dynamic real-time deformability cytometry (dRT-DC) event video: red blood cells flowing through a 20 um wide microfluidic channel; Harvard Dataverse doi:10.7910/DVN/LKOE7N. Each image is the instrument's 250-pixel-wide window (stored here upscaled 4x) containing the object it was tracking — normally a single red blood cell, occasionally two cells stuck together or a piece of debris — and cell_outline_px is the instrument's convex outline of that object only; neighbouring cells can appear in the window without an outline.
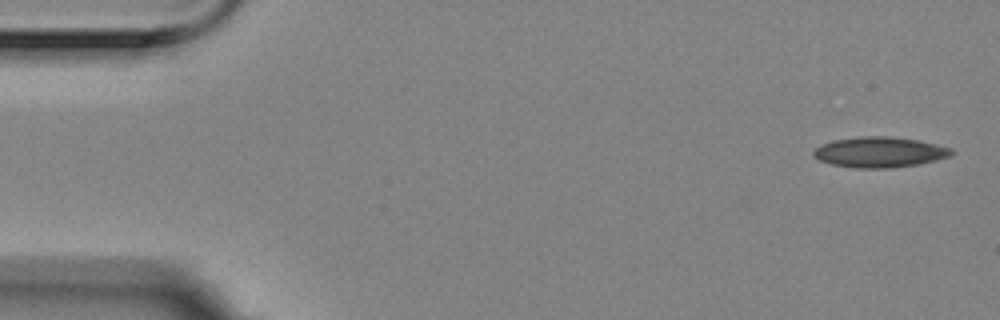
{"species": "Egyptian fruit bat (a non-hibernating species)", "species_latin": "Rousettus aegyptiacus", "temperature_condition": "room temperature", "stored_images_in_passage": 4, "camera_frame_rate_fps": 3000, "um_per_image_px": 0.085, "animal": {"sex": "female"}, "frame": {"image": 1, "passage_image": 1, "time_ms": 0.0, "image_size_px": [1000, 320], "cell_outline_px": [[956, 152], [948, 156], [936, 160], [916, 164], [888, 168], [856, 168], [832, 164], [820, 160], [812, 156], [812, 152], [820, 144], [832, 140], [860, 136], [888, 136], [920, 140], [952, 148]], "centroid_in_image_um": [74.75, 12.92], "position_along_channel_um": 10.3, "area_um2": 24.57}}
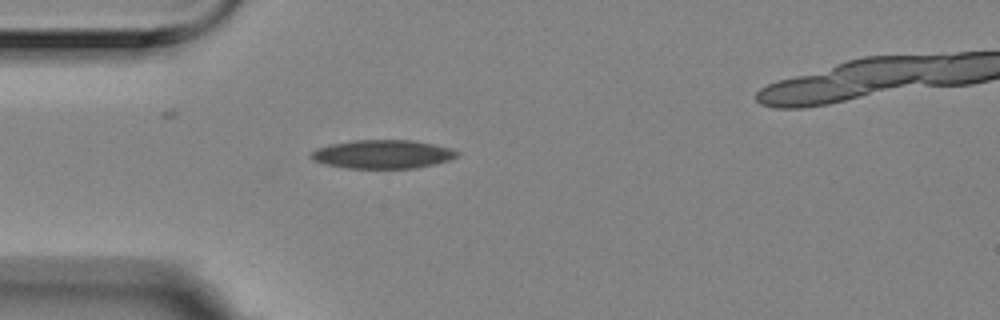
{"frame": {"image": 2, "passage_image": 4, "time_ms": 1.0, "image_size_px": [1000, 320], "cell_outline_px": [[460, 156], [436, 164], [416, 168], [348, 168], [324, 164], [312, 160], [308, 156], [316, 148], [332, 144], [352, 140], [412, 140], [436, 144], [460, 152]], "centroid_in_image_um": [32.53, 13.11], "position_along_channel_um": 52.5, "area_um2": 24.51}}